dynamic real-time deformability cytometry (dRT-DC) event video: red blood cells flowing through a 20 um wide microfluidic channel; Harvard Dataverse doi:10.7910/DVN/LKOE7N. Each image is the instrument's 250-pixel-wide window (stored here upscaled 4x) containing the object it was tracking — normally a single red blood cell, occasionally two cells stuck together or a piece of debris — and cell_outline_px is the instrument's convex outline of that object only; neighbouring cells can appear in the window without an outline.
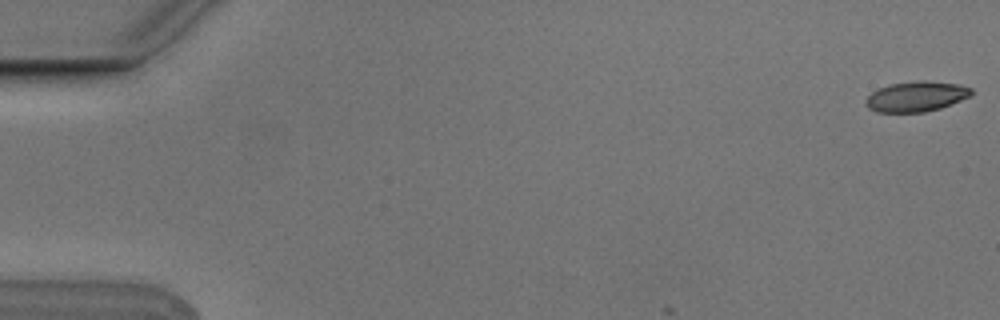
{"species": "Egyptian fruit bat (a non-hibernating species)", "species_latin": "Rousettus aegyptiacus", "temperature_condition": "cold", "stored_images_in_passage": 10, "camera_frame_rate_fps": 3000, "um_per_image_px": 0.085, "animal": {"sex": "male"}, "frame": {"image": 1, "passage_image": 1, "time_ms": 0.0, "image_size_px": [1000, 320], "cell_outline_px": [[972, 96], [940, 108], [924, 112], [876, 112], [868, 108], [864, 104], [864, 100], [872, 92], [880, 88], [892, 84], [920, 80], [924, 80], [956, 84], [972, 88]], "centroid_in_image_um": [77.87, 8.21], "position_along_channel_um": 7.1, "area_um2": 18.55}}
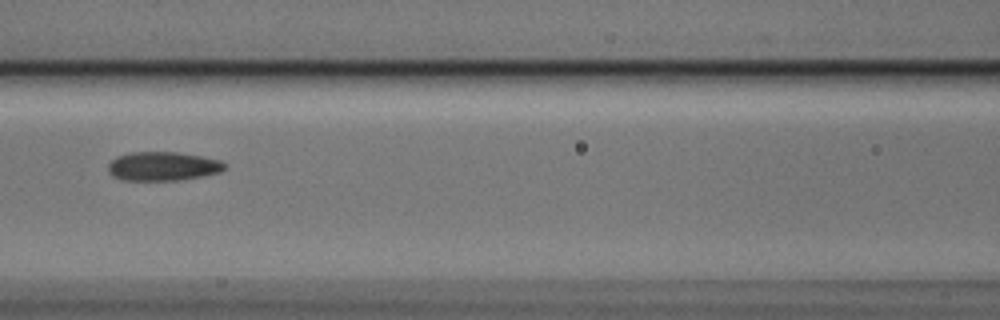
{"frame": {"image": 2, "passage_image": 7, "time_ms": 2.0, "image_size_px": [1000, 320], "cell_outline_px": [[228, 168], [220, 172], [204, 176], [180, 180], [120, 180], [112, 176], [108, 172], [108, 164], [116, 156], [132, 152], [176, 152], [200, 156], [220, 160], [228, 164]], "centroid_in_image_um": [13.86, 14.14], "position_along_channel_um": 152.7, "area_um2": 19.88}}
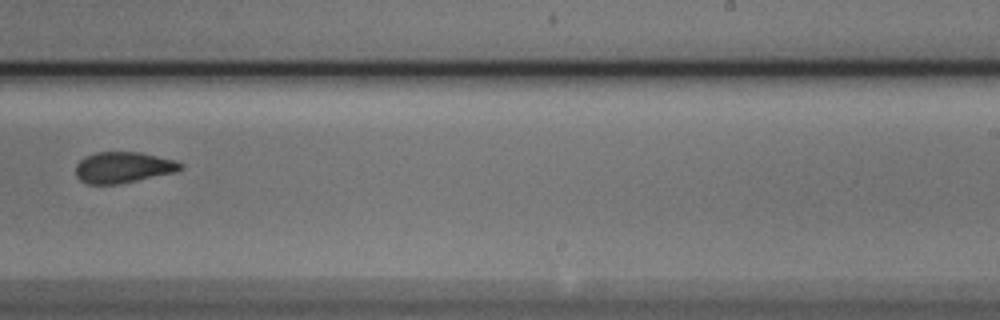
{"frame": {"image": 3, "passage_image": 10, "time_ms": 3.0, "image_size_px": [1000, 320], "cell_outline_px": [[184, 168], [176, 172], [120, 184], [88, 184], [80, 180], [76, 176], [76, 164], [84, 156], [96, 152], [140, 152], [176, 160], [184, 164]], "centroid_in_image_um": [10.49, 14.23], "position_along_channel_um": 278.5, "area_um2": 19.19}}